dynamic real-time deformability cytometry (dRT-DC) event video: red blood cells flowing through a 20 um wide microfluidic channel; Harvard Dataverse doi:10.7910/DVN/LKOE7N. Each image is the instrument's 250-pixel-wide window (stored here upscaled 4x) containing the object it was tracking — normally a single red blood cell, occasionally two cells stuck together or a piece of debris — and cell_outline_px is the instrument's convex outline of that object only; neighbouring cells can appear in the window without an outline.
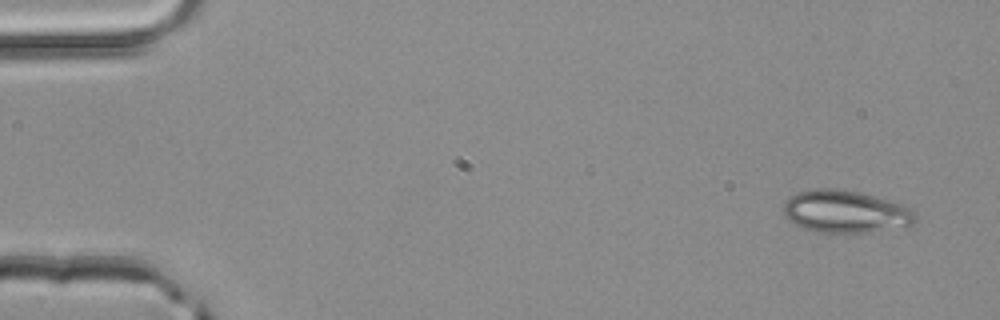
{"species": "common noctule bat (a hibernating species)", "species_latin": "Nyctalus noctula", "temperature_condition": "room temperature", "stored_images_in_passage": 4, "camera_frame_rate_fps": 3000, "um_per_image_px": 0.085, "animal": {"sex": "male", "body_mass_g": 20.4}, "frame": {"image": 1, "passage_image": 1, "time_ms": 0.0, "image_size_px": [1000, 320], "cell_outline_px": [[916, 220], [912, 224], [868, 232], [816, 232], [800, 228], [788, 220], [784, 216], [784, 200], [788, 196], [796, 192], [816, 188], [836, 188], [860, 192], [904, 204], [912, 208], [916, 212]], "centroid_in_image_um": [71.82, 17.97], "position_along_channel_um": 13.2, "area_um2": 32.95}}